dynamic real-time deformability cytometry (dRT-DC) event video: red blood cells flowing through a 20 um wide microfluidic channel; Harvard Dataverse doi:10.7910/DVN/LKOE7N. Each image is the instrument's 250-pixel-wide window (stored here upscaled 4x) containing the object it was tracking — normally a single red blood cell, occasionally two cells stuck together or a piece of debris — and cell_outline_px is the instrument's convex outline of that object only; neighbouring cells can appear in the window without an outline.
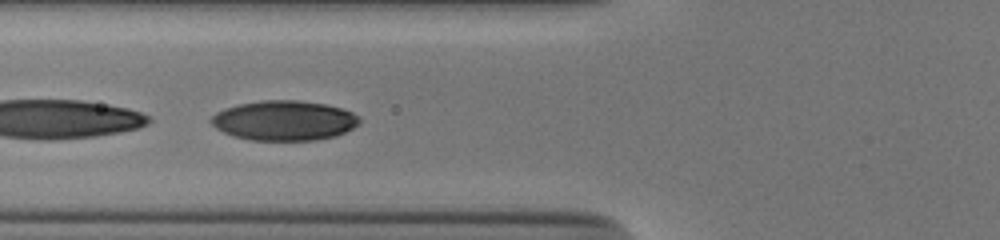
{"species": "human", "species_latin": "Homo sapiens", "temperature_condition": "cold", "stored_images_in_passage": 41, "camera_frame_rate_fps": 3000, "um_per_image_px": 0.085, "donor": {"sex": "male"}, "frame": {"image": 1, "passage_image": 11, "time_ms": 3.333, "image_size_px": [1000, 240], "cell_outline_px": [[360, 124], [336, 136], [312, 140], [252, 140], [232, 136], [216, 128], [208, 120], [216, 112], [224, 108], [240, 104], [260, 100], [296, 100], [324, 104], [340, 108], [352, 112], [360, 116]], "centroid_in_image_um": [24.14, 10.24], "position_along_channel_um": 101.7, "area_um2": 34.45}}
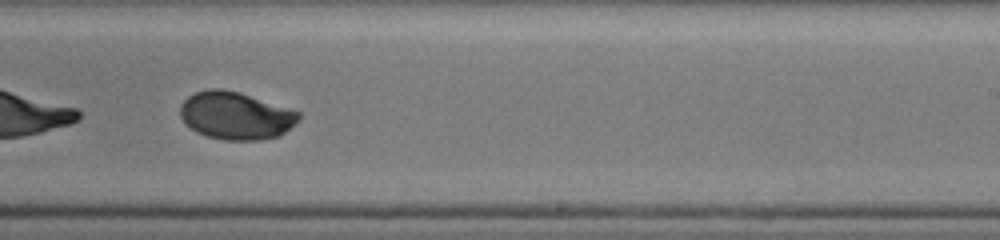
{"frame": {"image": 2, "passage_image": 24, "time_ms": 7.667, "image_size_px": [1000, 240], "cell_outline_px": [[300, 120], [280, 136], [260, 140], [224, 140], [208, 136], [196, 132], [180, 116], [180, 104], [188, 96], [196, 92], [208, 88], [220, 88], [240, 92], [300, 112]], "centroid_in_image_um": [20.05, 9.82], "position_along_channel_um": 269.0, "area_um2": 32.89}}
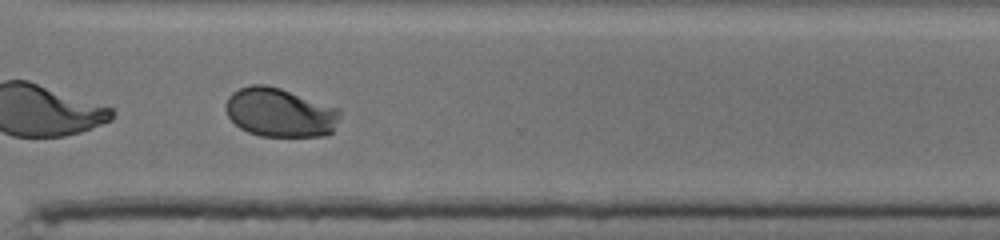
{"frame": {"image": 3, "passage_image": 30, "time_ms": 9.667, "image_size_px": [1000, 240], "cell_outline_px": [[340, 116], [332, 132], [324, 136], [260, 136], [248, 132], [240, 128], [228, 116], [224, 108], [224, 104], [228, 96], [232, 92], [240, 88], [252, 84], [264, 84], [280, 88], [336, 108], [340, 112]], "centroid_in_image_um": [23.74, 9.57], "position_along_channel_um": 346.9, "area_um2": 32.43}, "authors_computed_cell_mechanics": {"area_um2": 33.1772, "velocity_mm_per_s": 3.8708, "shape_relaxation_time_tau1_ms": 4.2328, "shape_relaxation_time_tau2_ms": null, "deformation_change_tau1": 0.1594, "deformation_change_tau2": null}}